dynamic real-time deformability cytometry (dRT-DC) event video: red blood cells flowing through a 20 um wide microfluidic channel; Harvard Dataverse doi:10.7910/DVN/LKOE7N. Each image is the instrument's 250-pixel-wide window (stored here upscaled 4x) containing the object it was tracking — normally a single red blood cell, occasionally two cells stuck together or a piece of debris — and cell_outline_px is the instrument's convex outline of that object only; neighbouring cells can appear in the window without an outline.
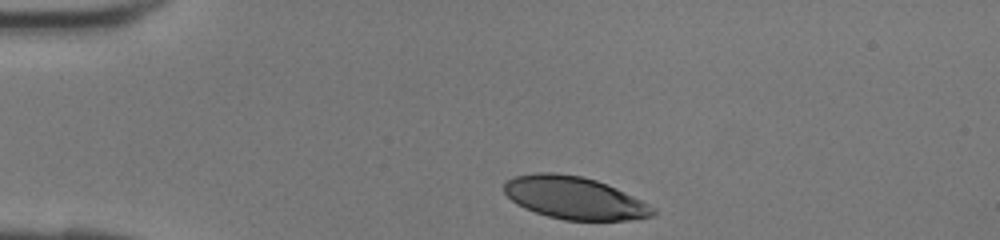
{"species": "human", "species_latin": "Homo sapiens", "temperature_condition": "room temperature", "stored_images_in_passage": 27, "camera_frame_rate_fps": 3000, "um_per_image_px": 0.085, "donor": {"sex": "female"}, "frame": {"image": 1, "passage_image": 1, "time_ms": 0.0, "image_size_px": [1000, 240], "cell_outline_px": [[656, 212], [652, 216], [628, 220], [564, 220], [548, 216], [524, 208], [516, 204], [504, 192], [504, 184], [508, 180], [516, 176], [536, 172], [552, 172], [580, 176], [596, 180], [608, 184], [656, 208]], "centroid_in_image_um": [48.82, 16.82], "position_along_channel_um": 36.2, "area_um2": 36.65}}
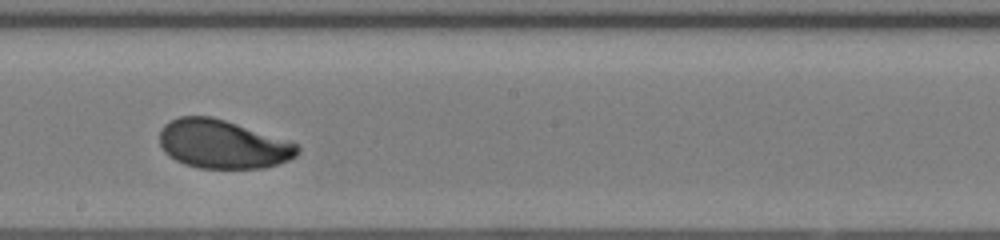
{"frame": {"image": 2, "passage_image": 16, "time_ms": 5.0, "image_size_px": [1000, 240], "cell_outline_px": [[300, 152], [296, 156], [288, 160], [264, 168], [200, 168], [184, 164], [168, 156], [164, 152], [160, 144], [160, 132], [164, 124], [168, 120], [180, 116], [212, 116], [292, 140], [300, 148]], "centroid_in_image_um": [18.95, 12.24], "position_along_channel_um": 229.3, "area_um2": 39.54}}
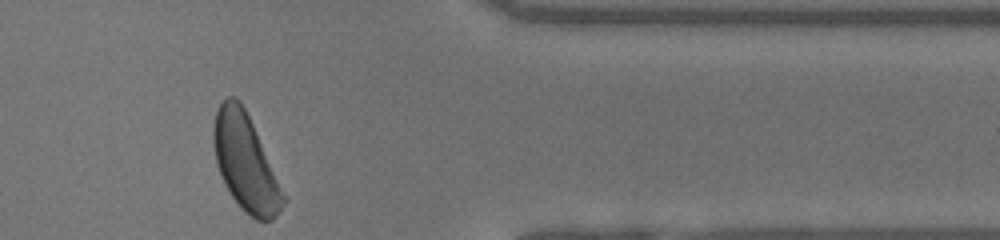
{"frame": {"image": 3, "passage_image": 27, "time_ms": 8.667, "image_size_px": [1000, 240], "cell_outline_px": [[288, 200], [276, 216], [272, 220], [256, 220], [244, 212], [240, 208], [224, 184], [216, 164], [212, 144], [212, 128], [216, 112], [220, 104], [228, 96], [236, 96], [240, 100], [252, 124]], "centroid_in_image_um": [20.85, 13.84], "position_along_channel_um": 390.6, "area_um2": 39.13}}